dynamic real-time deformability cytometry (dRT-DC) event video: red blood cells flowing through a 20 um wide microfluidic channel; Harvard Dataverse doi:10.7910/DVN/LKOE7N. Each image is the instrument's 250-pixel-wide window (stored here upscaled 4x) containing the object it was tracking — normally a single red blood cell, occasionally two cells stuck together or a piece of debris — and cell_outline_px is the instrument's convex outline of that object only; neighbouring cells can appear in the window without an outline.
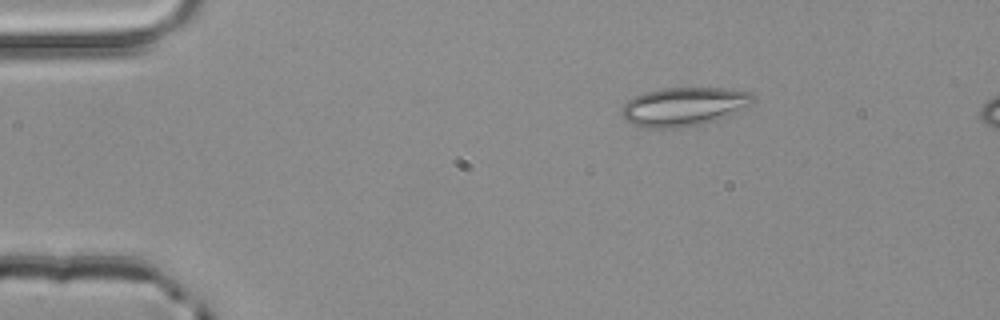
{"species": "common noctule bat (a hibernating species)", "species_latin": "Nyctalus noctula", "temperature_condition": "room temperature", "stored_images_in_passage": 3, "segment_of_instrument_passage": [1, 2], "camera_frame_rate_fps": 3000, "um_per_image_px": 0.085, "animal": {"sex": "male", "body_mass_g": 20.4}, "frame": {"image": 1, "passage_image": 1, "time_ms": 0.0, "image_size_px": [1000, 320], "cell_outline_px": [[756, 100], [752, 104], [724, 116], [700, 124], [676, 128], [648, 128], [632, 124], [624, 120], [620, 112], [620, 108], [632, 96], [644, 92], [660, 88], [724, 88], [752, 92], [756, 96]], "centroid_in_image_um": [58.08, 9.04], "position_along_channel_um": 26.9, "area_um2": 29.71}}